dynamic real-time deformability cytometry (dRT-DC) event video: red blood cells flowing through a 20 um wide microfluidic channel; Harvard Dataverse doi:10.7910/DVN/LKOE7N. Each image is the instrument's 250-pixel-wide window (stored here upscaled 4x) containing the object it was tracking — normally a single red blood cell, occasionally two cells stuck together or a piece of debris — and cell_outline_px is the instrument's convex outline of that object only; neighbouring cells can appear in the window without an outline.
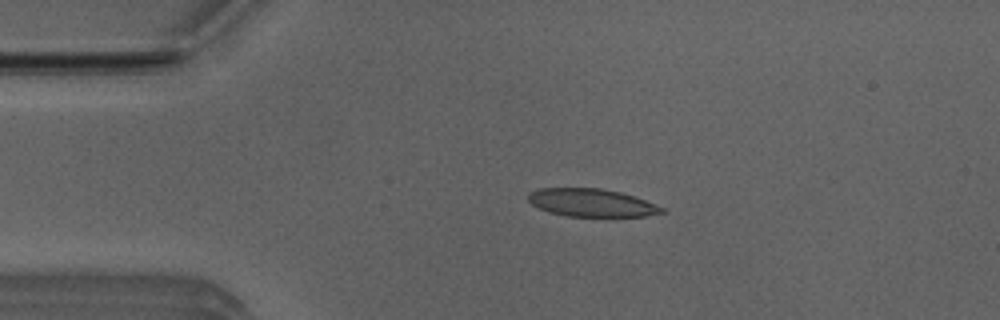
{"species": "Egyptian fruit bat (a non-hibernating species)", "species_latin": "Rousettus aegyptiacus", "temperature_condition": "room temperature", "stored_images_in_passage": 43, "camera_frame_rate_fps": 3000, "um_per_image_px": 0.085, "animal": {"sex": "male"}, "frame": {"image": 1, "passage_image": 2, "time_ms": 0.333, "image_size_px": [1000, 320], "cell_outline_px": [[664, 212], [644, 216], [564, 216], [548, 212], [532, 204], [528, 200], [528, 192], [540, 188], [600, 188], [620, 192], [644, 200], [664, 208]], "centroid_in_image_um": [50.22, 17.23], "position_along_channel_um": 34.8, "area_um2": 21.5}}
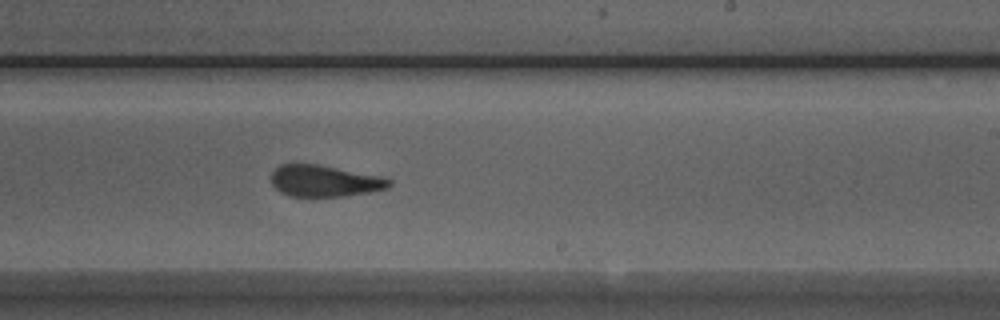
{"frame": {"image": 2, "passage_image": 22, "time_ms": 7.0, "image_size_px": [1000, 320], "cell_outline_px": [[392, 184], [388, 188], [368, 192], [344, 196], [288, 196], [280, 192], [272, 184], [272, 172], [280, 164], [316, 164], [384, 176], [392, 180]], "centroid_in_image_um": [27.62, 15.38], "position_along_channel_um": 261.4, "area_um2": 21.68}}
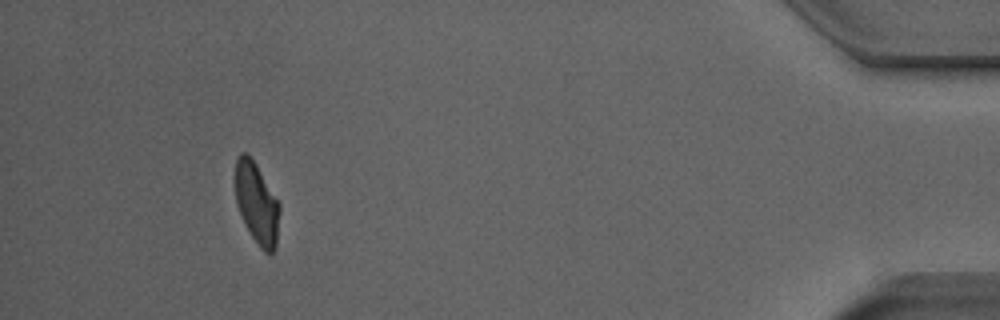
{"frame": {"image": 3, "passage_image": 39, "time_ms": 12.667, "image_size_px": [1000, 320], "cell_outline_px": [[280, 212], [276, 244], [272, 252], [264, 252], [260, 248], [252, 236], [240, 212], [236, 200], [236, 160], [240, 152], [248, 152], [256, 164], [280, 204]], "centroid_in_image_um": [21.84, 17.25], "position_along_channel_um": 413.4, "area_um2": 20.58}, "authors_computed_cell_mechanics": {"area_um2": 22.4264, "velocity_mm_per_s": 3.9299, "shape_relaxation_time_tau1_ms": 10.9738, "shape_relaxation_time_tau2_ms": 1.8358, "deformation_change_tau1": 0.263, "deformation_change_tau2": 0.092}}